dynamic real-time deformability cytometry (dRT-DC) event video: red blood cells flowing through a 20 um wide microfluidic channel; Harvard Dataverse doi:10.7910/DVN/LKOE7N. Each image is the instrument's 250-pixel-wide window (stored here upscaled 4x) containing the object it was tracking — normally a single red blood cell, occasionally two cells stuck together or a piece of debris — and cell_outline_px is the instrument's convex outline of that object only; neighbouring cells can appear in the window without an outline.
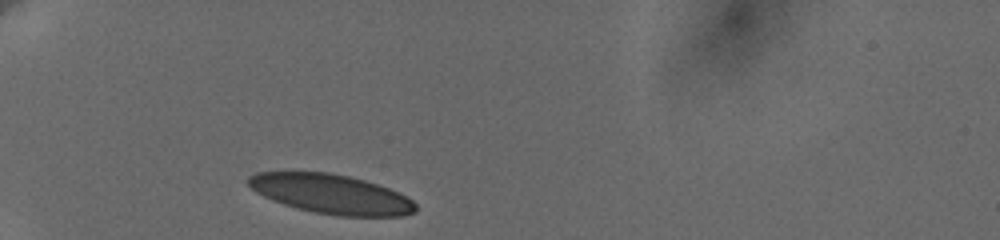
{"species": "human", "species_latin": "Homo sapiens", "temperature_condition": "cold", "stored_images_in_passage": 3, "camera_frame_rate_fps": 3000, "um_per_image_px": 0.085, "donor": {"sex": "female"}, "frame": {"image": 1, "passage_image": 1, "time_ms": 0.0, "image_size_px": [1000, 240], "cell_outline_px": [[416, 212], [404, 216], [336, 216], [296, 208], [272, 200], [256, 192], [244, 180], [248, 176], [256, 172], [328, 172], [348, 176], [364, 180], [400, 192], [412, 200], [416, 204]], "centroid_in_image_um": [28.14, 16.49], "position_along_channel_um": 56.9, "area_um2": 38.49}}
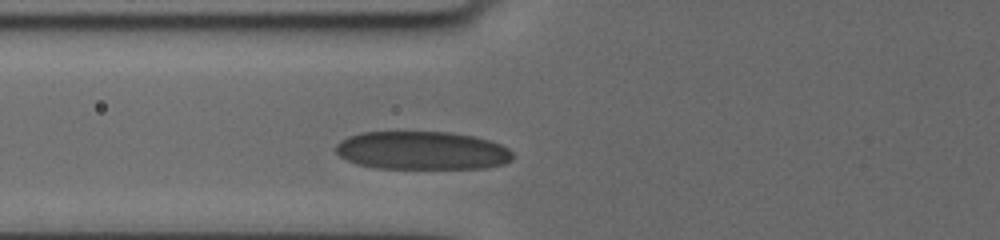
{"frame": {"image": 2, "passage_image": 3, "time_ms": 1.667, "image_size_px": [1000, 240], "cell_outline_px": [[512, 160], [504, 164], [488, 168], [376, 168], [356, 164], [340, 156], [336, 152], [336, 144], [340, 140], [348, 136], [360, 132], [448, 132], [472, 136], [488, 140], [500, 144], [508, 148], [512, 152]], "centroid_in_image_um": [35.87, 12.8], "position_along_channel_um": 89.9, "area_um2": 39.54}}